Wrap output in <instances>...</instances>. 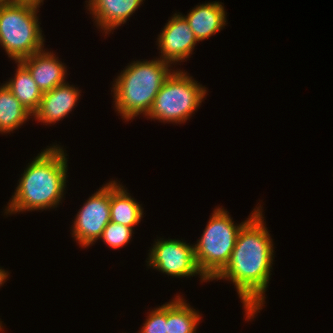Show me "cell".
<instances>
[{
	"label": "cell",
	"instance_id": "obj_1",
	"mask_svg": "<svg viewBox=\"0 0 333 333\" xmlns=\"http://www.w3.org/2000/svg\"><path fill=\"white\" fill-rule=\"evenodd\" d=\"M262 210L261 207L242 226L228 264L213 279H226L234 284L248 321L265 304L274 258V244Z\"/></svg>",
	"mask_w": 333,
	"mask_h": 333
},
{
	"label": "cell",
	"instance_id": "obj_2",
	"mask_svg": "<svg viewBox=\"0 0 333 333\" xmlns=\"http://www.w3.org/2000/svg\"><path fill=\"white\" fill-rule=\"evenodd\" d=\"M66 156L59 144L42 150L21 174L19 184L4 213L43 211L57 207L67 187Z\"/></svg>",
	"mask_w": 333,
	"mask_h": 333
},
{
	"label": "cell",
	"instance_id": "obj_3",
	"mask_svg": "<svg viewBox=\"0 0 333 333\" xmlns=\"http://www.w3.org/2000/svg\"><path fill=\"white\" fill-rule=\"evenodd\" d=\"M170 67L159 58L128 64L113 81L111 92L117 113L126 121L141 114L147 116L157 93L174 71Z\"/></svg>",
	"mask_w": 333,
	"mask_h": 333
},
{
	"label": "cell",
	"instance_id": "obj_4",
	"mask_svg": "<svg viewBox=\"0 0 333 333\" xmlns=\"http://www.w3.org/2000/svg\"><path fill=\"white\" fill-rule=\"evenodd\" d=\"M253 209L247 220L235 224L229 212L218 206L194 245L195 260L202 275L212 281L228 264L242 226L261 208Z\"/></svg>",
	"mask_w": 333,
	"mask_h": 333
},
{
	"label": "cell",
	"instance_id": "obj_5",
	"mask_svg": "<svg viewBox=\"0 0 333 333\" xmlns=\"http://www.w3.org/2000/svg\"><path fill=\"white\" fill-rule=\"evenodd\" d=\"M38 9L28 4L0 0V45L15 62L44 49Z\"/></svg>",
	"mask_w": 333,
	"mask_h": 333
},
{
	"label": "cell",
	"instance_id": "obj_6",
	"mask_svg": "<svg viewBox=\"0 0 333 333\" xmlns=\"http://www.w3.org/2000/svg\"><path fill=\"white\" fill-rule=\"evenodd\" d=\"M207 94L187 72L174 70L157 93L147 118L181 124L191 118Z\"/></svg>",
	"mask_w": 333,
	"mask_h": 333
},
{
	"label": "cell",
	"instance_id": "obj_7",
	"mask_svg": "<svg viewBox=\"0 0 333 333\" xmlns=\"http://www.w3.org/2000/svg\"><path fill=\"white\" fill-rule=\"evenodd\" d=\"M148 255V266L168 276L180 278L198 274L201 282L208 281L197 266L194 245L181 240L160 238L155 241Z\"/></svg>",
	"mask_w": 333,
	"mask_h": 333
},
{
	"label": "cell",
	"instance_id": "obj_8",
	"mask_svg": "<svg viewBox=\"0 0 333 333\" xmlns=\"http://www.w3.org/2000/svg\"><path fill=\"white\" fill-rule=\"evenodd\" d=\"M73 222L72 237L82 248L93 245L101 238L110 222V182L86 200Z\"/></svg>",
	"mask_w": 333,
	"mask_h": 333
},
{
	"label": "cell",
	"instance_id": "obj_9",
	"mask_svg": "<svg viewBox=\"0 0 333 333\" xmlns=\"http://www.w3.org/2000/svg\"><path fill=\"white\" fill-rule=\"evenodd\" d=\"M198 41L188 21L182 14L175 13L157 38L161 51L160 60L173 64L184 62L193 52Z\"/></svg>",
	"mask_w": 333,
	"mask_h": 333
},
{
	"label": "cell",
	"instance_id": "obj_10",
	"mask_svg": "<svg viewBox=\"0 0 333 333\" xmlns=\"http://www.w3.org/2000/svg\"><path fill=\"white\" fill-rule=\"evenodd\" d=\"M80 90L65 82L44 92L38 110L33 114L35 120L45 125L63 120L76 106L80 97Z\"/></svg>",
	"mask_w": 333,
	"mask_h": 333
},
{
	"label": "cell",
	"instance_id": "obj_11",
	"mask_svg": "<svg viewBox=\"0 0 333 333\" xmlns=\"http://www.w3.org/2000/svg\"><path fill=\"white\" fill-rule=\"evenodd\" d=\"M31 73L42 93L65 83L67 68L53 52L45 48L20 61Z\"/></svg>",
	"mask_w": 333,
	"mask_h": 333
},
{
	"label": "cell",
	"instance_id": "obj_12",
	"mask_svg": "<svg viewBox=\"0 0 333 333\" xmlns=\"http://www.w3.org/2000/svg\"><path fill=\"white\" fill-rule=\"evenodd\" d=\"M144 0H88L87 9L99 29L110 34L111 30L126 23Z\"/></svg>",
	"mask_w": 333,
	"mask_h": 333
},
{
	"label": "cell",
	"instance_id": "obj_13",
	"mask_svg": "<svg viewBox=\"0 0 333 333\" xmlns=\"http://www.w3.org/2000/svg\"><path fill=\"white\" fill-rule=\"evenodd\" d=\"M221 2L197 5L185 16L196 40L202 41L221 31L226 23V11Z\"/></svg>",
	"mask_w": 333,
	"mask_h": 333
},
{
	"label": "cell",
	"instance_id": "obj_14",
	"mask_svg": "<svg viewBox=\"0 0 333 333\" xmlns=\"http://www.w3.org/2000/svg\"><path fill=\"white\" fill-rule=\"evenodd\" d=\"M143 208L117 181H110V221L131 228L141 222Z\"/></svg>",
	"mask_w": 333,
	"mask_h": 333
},
{
	"label": "cell",
	"instance_id": "obj_15",
	"mask_svg": "<svg viewBox=\"0 0 333 333\" xmlns=\"http://www.w3.org/2000/svg\"><path fill=\"white\" fill-rule=\"evenodd\" d=\"M15 63H17L15 76L4 84L23 107L33 115L40 106L43 93L33 80L29 70L21 62Z\"/></svg>",
	"mask_w": 333,
	"mask_h": 333
},
{
	"label": "cell",
	"instance_id": "obj_16",
	"mask_svg": "<svg viewBox=\"0 0 333 333\" xmlns=\"http://www.w3.org/2000/svg\"><path fill=\"white\" fill-rule=\"evenodd\" d=\"M201 315L186 303L181 296H176L167 303V333H196Z\"/></svg>",
	"mask_w": 333,
	"mask_h": 333
},
{
	"label": "cell",
	"instance_id": "obj_17",
	"mask_svg": "<svg viewBox=\"0 0 333 333\" xmlns=\"http://www.w3.org/2000/svg\"><path fill=\"white\" fill-rule=\"evenodd\" d=\"M30 116L20 101L5 86H0V133H10L24 124Z\"/></svg>",
	"mask_w": 333,
	"mask_h": 333
},
{
	"label": "cell",
	"instance_id": "obj_18",
	"mask_svg": "<svg viewBox=\"0 0 333 333\" xmlns=\"http://www.w3.org/2000/svg\"><path fill=\"white\" fill-rule=\"evenodd\" d=\"M134 228L126 225L117 224L115 222H109L103 230V234L100 238L104 244L113 249H118L130 242Z\"/></svg>",
	"mask_w": 333,
	"mask_h": 333
},
{
	"label": "cell",
	"instance_id": "obj_19",
	"mask_svg": "<svg viewBox=\"0 0 333 333\" xmlns=\"http://www.w3.org/2000/svg\"><path fill=\"white\" fill-rule=\"evenodd\" d=\"M149 313L138 333H167V303Z\"/></svg>",
	"mask_w": 333,
	"mask_h": 333
},
{
	"label": "cell",
	"instance_id": "obj_20",
	"mask_svg": "<svg viewBox=\"0 0 333 333\" xmlns=\"http://www.w3.org/2000/svg\"><path fill=\"white\" fill-rule=\"evenodd\" d=\"M9 1L20 4H28L39 8L44 0H9Z\"/></svg>",
	"mask_w": 333,
	"mask_h": 333
},
{
	"label": "cell",
	"instance_id": "obj_21",
	"mask_svg": "<svg viewBox=\"0 0 333 333\" xmlns=\"http://www.w3.org/2000/svg\"><path fill=\"white\" fill-rule=\"evenodd\" d=\"M8 276H9V272L0 267V286H2L6 282V279L8 278Z\"/></svg>",
	"mask_w": 333,
	"mask_h": 333
},
{
	"label": "cell",
	"instance_id": "obj_22",
	"mask_svg": "<svg viewBox=\"0 0 333 333\" xmlns=\"http://www.w3.org/2000/svg\"><path fill=\"white\" fill-rule=\"evenodd\" d=\"M2 328H3V326H2V323L0 321V331H2Z\"/></svg>",
	"mask_w": 333,
	"mask_h": 333
}]
</instances>
